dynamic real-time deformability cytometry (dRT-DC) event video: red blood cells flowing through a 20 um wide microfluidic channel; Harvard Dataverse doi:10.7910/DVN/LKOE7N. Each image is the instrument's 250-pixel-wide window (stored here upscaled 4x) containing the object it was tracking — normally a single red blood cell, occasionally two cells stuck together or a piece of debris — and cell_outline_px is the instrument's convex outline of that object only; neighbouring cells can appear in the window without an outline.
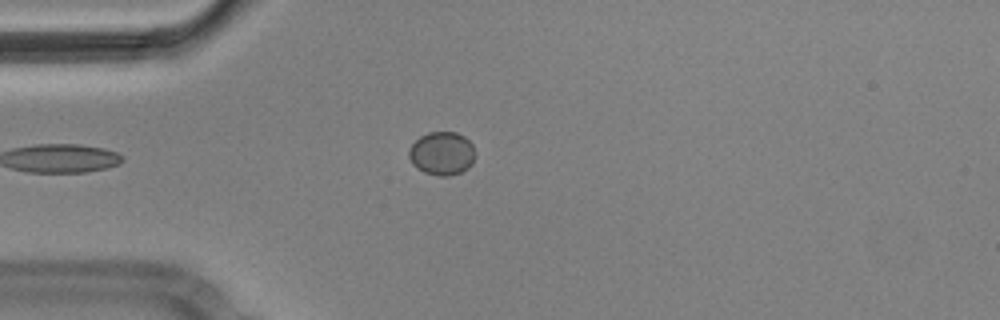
{"species": "Egyptian fruit bat (a non-hibernating species)", "species_latin": "Rousettus aegyptiacus", "temperature_condition": "cold", "stored_images_in_passage": 4, "camera_frame_rate_fps": 3000, "um_per_image_px": 0.085, "animal": {"sex": "male"}, "frame": {"image": 1, "passage_image": 4, "time_ms": 1.0, "image_size_px": [1000, 320], "cell_outline_px": [[476, 156], [472, 164], [468, 168], [460, 172], [448, 176], [440, 176], [424, 172], [416, 168], [412, 164], [408, 156], [408, 152], [412, 144], [420, 136], [428, 132], [456, 132], [464, 136], [472, 144], [476, 152]], "centroid_in_image_um": [37.57, 13.04], "position_along_channel_um": 47.4, "area_um2": 16.94}}